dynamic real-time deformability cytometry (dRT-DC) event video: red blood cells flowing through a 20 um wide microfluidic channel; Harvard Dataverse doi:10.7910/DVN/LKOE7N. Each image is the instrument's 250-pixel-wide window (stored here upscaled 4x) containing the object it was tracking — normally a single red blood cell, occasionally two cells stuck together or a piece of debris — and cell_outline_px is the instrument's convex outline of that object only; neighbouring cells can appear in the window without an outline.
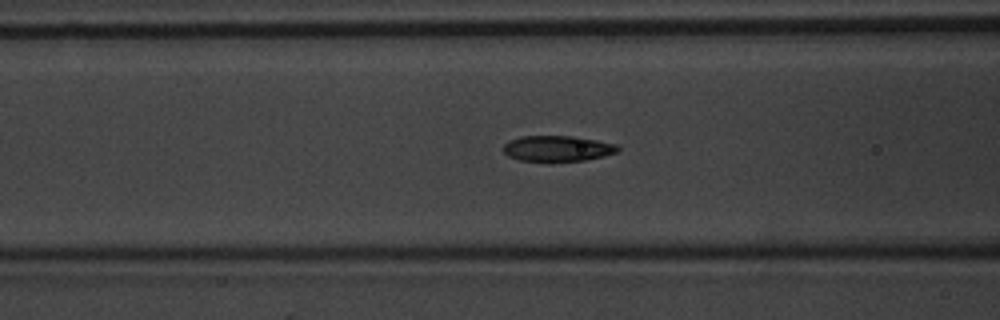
{"species": "common noctule bat (a hibernating species)", "species_latin": "Nyctalus noctula", "temperature_condition": "warm", "stored_images_in_passage": 54, "camera_frame_rate_fps": 3000, "um_per_image_px": 0.085, "animal": {"sex": "male", "body_mass_g": 20.1, "forearm_length_mm": 53.5}, "frame": {"image": 1, "passage_image": 21, "time_ms": 6.667, "image_size_px": [1000, 320], "cell_outline_px": [[620, 152], [604, 156], [584, 160], [548, 164], [520, 160], [508, 156], [504, 152], [504, 144], [520, 136], [572, 136], [596, 140], [616, 144], [620, 148]], "centroid_in_image_um": [47.4, 12.66], "position_along_channel_um": 119.2, "area_um2": 17.74}}
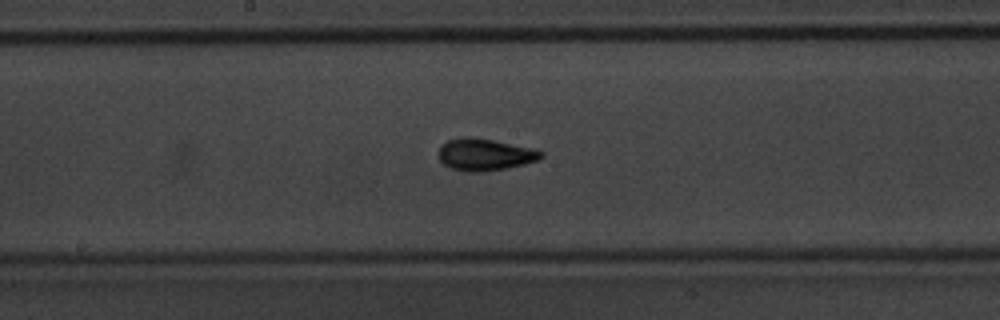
{"frame": {"image": 2, "passage_image": 28, "time_ms": 9.0, "image_size_px": [1000, 320], "cell_outline_px": [[544, 156], [536, 160], [524, 164], [504, 168], [480, 172], [468, 172], [452, 168], [444, 164], [440, 160], [436, 152], [440, 144], [448, 140], [464, 136], [468, 136], [492, 140], [528, 148], [544, 152]], "centroid_in_image_um": [41.12, 13.13], "position_along_channel_um": 207.1, "area_um2": 18.9}}
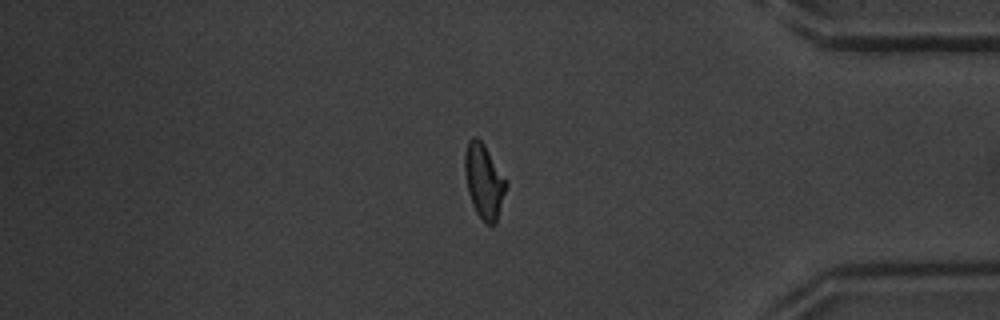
{"frame": {"image": 3, "passage_image": 45, "time_ms": 14.667, "image_size_px": [1000, 320], "cell_outline_px": [[508, 184], [496, 224], [488, 224], [476, 212], [472, 204], [468, 192], [464, 172], [464, 156], [468, 140], [472, 136], [476, 136], [484, 144], [508, 180]], "centroid_in_image_um": [41.15, 15.37], "position_along_channel_um": 394.1, "area_um2": 18.15}, "authors_computed_cell_mechanics": {"area_um2": 17.7446, "velocity_mm_per_s": 3.7472, "shape_relaxation_time_tau1_ms": 2.9813, "shape_relaxation_time_tau2_ms": 1.5679, "deformation_change_tau1": 0.1342, "deformation_change_tau2": 0.082}}